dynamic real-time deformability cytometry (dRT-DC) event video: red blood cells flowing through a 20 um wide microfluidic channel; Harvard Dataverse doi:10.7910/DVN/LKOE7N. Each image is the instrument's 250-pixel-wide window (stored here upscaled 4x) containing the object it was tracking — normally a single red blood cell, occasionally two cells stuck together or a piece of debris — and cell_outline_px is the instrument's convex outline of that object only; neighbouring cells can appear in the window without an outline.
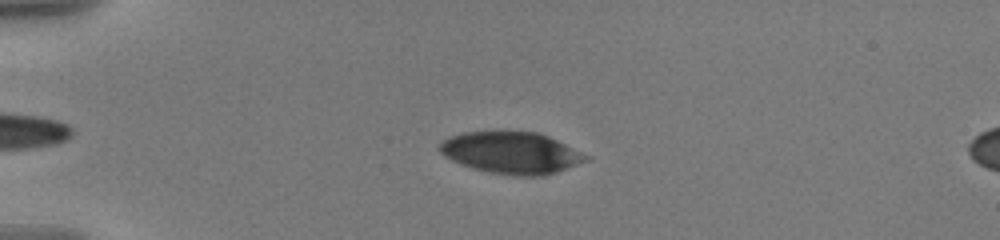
{"species": "human", "species_latin": "Homo sapiens", "temperature_condition": "warm", "stored_images_in_passage": 11, "camera_frame_rate_fps": 3000, "um_per_image_px": 0.085, "donor": {"sex": "male"}, "frame": {"image": 1, "passage_image": 8, "time_ms": 4.333, "image_size_px": [1000, 240], "cell_outline_px": [[592, 156], [588, 160], [556, 172], [544, 176], [512, 176], [472, 168], [460, 164], [444, 156], [436, 148], [440, 140], [448, 136], [464, 132], [536, 132], [548, 136]], "centroid_in_image_um": [43.44, 12.99], "position_along_channel_um": 41.6, "area_um2": 35.78}}